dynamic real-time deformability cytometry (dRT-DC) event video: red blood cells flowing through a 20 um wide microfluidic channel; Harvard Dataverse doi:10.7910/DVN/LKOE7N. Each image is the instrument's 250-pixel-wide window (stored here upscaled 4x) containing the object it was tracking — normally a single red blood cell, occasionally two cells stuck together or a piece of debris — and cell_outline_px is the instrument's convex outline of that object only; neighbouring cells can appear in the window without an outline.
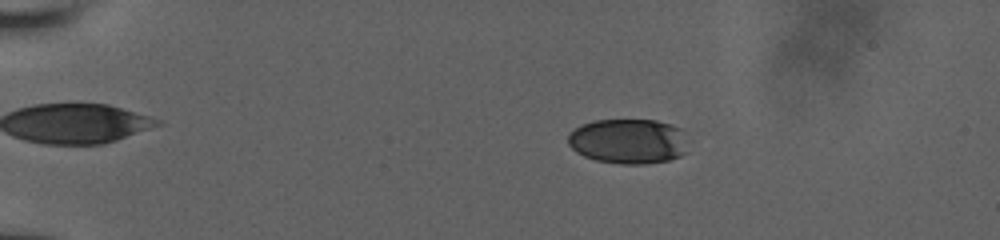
{"species": "human", "species_latin": "Homo sapiens", "temperature_condition": "room temperature", "stored_images_in_passage": 44, "camera_frame_rate_fps": 3000, "um_per_image_px": 0.085, "donor": {"sex": "male"}, "frame": {"image": 1, "passage_image": 15, "time_ms": 3.667, "image_size_px": [1000, 240], "cell_outline_px": [[688, 152], [680, 156], [668, 160], [644, 164], [620, 164], [596, 160], [584, 156], [576, 152], [568, 144], [568, 132], [580, 124], [596, 120], [656, 120], [672, 124], [680, 128]], "centroid_in_image_um": [53.37, 12.0], "position_along_channel_um": 31.6, "area_um2": 31.67}}
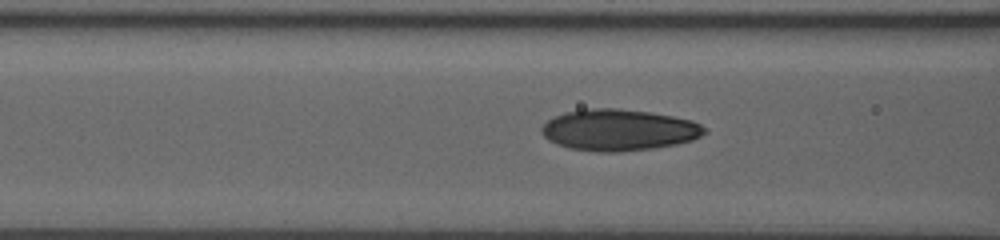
{"frame": {"image": 2, "passage_image": 35, "time_ms": 8.0, "image_size_px": [1000, 240], "cell_outline_px": [[708, 132], [692, 140], [676, 144], [652, 148], [620, 152], [600, 152], [568, 148], [556, 144], [548, 140], [540, 132], [540, 128], [552, 116], [564, 112], [592, 108], [616, 108], [648, 112], [672, 116], [692, 120], [700, 124]], "centroid_in_image_um": [52.56, 11.05], "position_along_channel_um": 114.0, "area_um2": 39.36}}
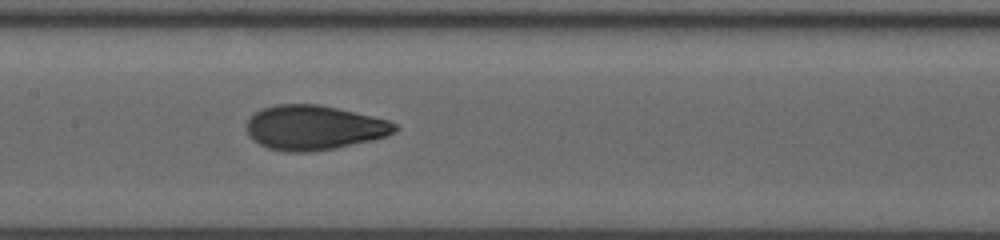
{"frame": {"image": 3, "passage_image": 43, "time_ms": 9.667, "image_size_px": [1000, 240], "cell_outline_px": [[400, 128], [396, 132], [388, 136], [372, 140], [312, 152], [284, 152], [268, 148], [252, 140], [248, 136], [248, 120], [260, 108], [276, 104], [320, 104], [388, 120], [396, 124]], "centroid_in_image_um": [26.69, 10.85], "position_along_channel_um": 180.7, "area_um2": 38.55}}